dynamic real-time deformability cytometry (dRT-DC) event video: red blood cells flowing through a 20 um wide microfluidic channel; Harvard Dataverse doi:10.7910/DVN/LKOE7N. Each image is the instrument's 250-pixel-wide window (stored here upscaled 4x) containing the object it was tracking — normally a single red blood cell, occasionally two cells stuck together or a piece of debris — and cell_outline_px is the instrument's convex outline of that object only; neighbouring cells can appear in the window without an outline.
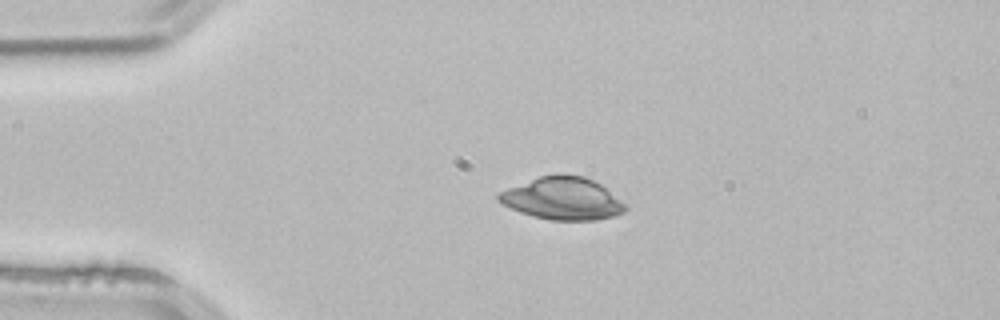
{"species": "common noctule bat (a hibernating species)", "species_latin": "Nyctalus noctula", "temperature_condition": "room temperature", "stored_images_in_passage": 3, "camera_frame_rate_fps": 3000, "um_per_image_px": 0.085, "animal": {"sex": "male", "body_mass_g": 21.5, "forearm_length_mm": 52.0}, "frame": {"image": 1, "passage_image": 2, "time_ms": 0.333, "image_size_px": [1000, 320], "cell_outline_px": [[628, 208], [624, 212], [612, 216], [596, 220], [552, 220], [532, 216], [520, 212], [496, 200], [496, 196], [500, 192], [508, 188], [540, 176], [584, 176], [600, 184], [624, 204]], "centroid_in_image_um": [47.8, 16.9], "position_along_channel_um": 37.2, "area_um2": 30.52}}
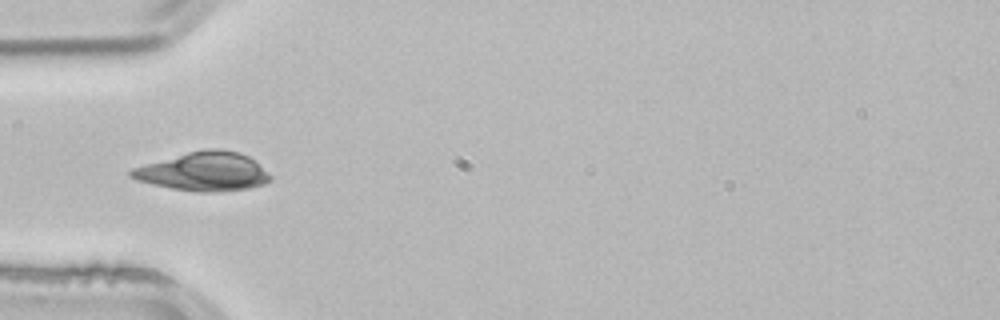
{"frame": {"image": 2, "passage_image": 3, "time_ms": 0.667, "image_size_px": [1000, 320], "cell_outline_px": [[272, 180], [264, 184], [248, 188], [208, 192], [196, 192], [172, 188], [152, 184], [136, 180], [128, 176], [128, 172], [132, 168], [188, 152], [208, 148], [220, 148], [236, 152], [248, 156], [272, 176]], "centroid_in_image_um": [17.3, 14.58], "position_along_channel_um": 67.7, "area_um2": 31.1}}